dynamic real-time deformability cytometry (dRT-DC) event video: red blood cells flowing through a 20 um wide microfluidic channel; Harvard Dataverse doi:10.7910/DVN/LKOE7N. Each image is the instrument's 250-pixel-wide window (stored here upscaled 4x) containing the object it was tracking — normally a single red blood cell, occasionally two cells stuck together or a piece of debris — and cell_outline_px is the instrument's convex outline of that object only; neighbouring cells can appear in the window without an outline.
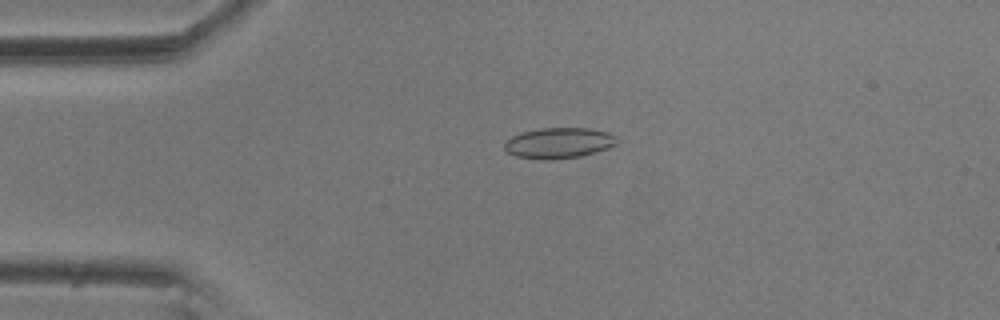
{"species": "common noctule bat (a hibernating species)", "species_latin": "Nyctalus noctula", "temperature_condition": "room temperature", "stored_images_in_passage": 25, "camera_frame_rate_fps": 3000, "um_per_image_px": 0.085, "animal": {"sex": "male", "body_mass_g": 20.5, "forearm_length_mm": 52.5}, "frame": {"image": 1, "passage_image": 7, "time_ms": 2.0, "image_size_px": [1000, 320], "cell_outline_px": [[616, 144], [608, 148], [596, 152], [580, 156], [548, 160], [540, 160], [516, 156], [508, 152], [504, 148], [504, 140], [520, 132], [540, 128], [588, 128], [608, 132], [616, 136]], "centroid_in_image_um": [47.46, 12.15], "position_along_channel_um": 37.5, "area_um2": 20.23}}
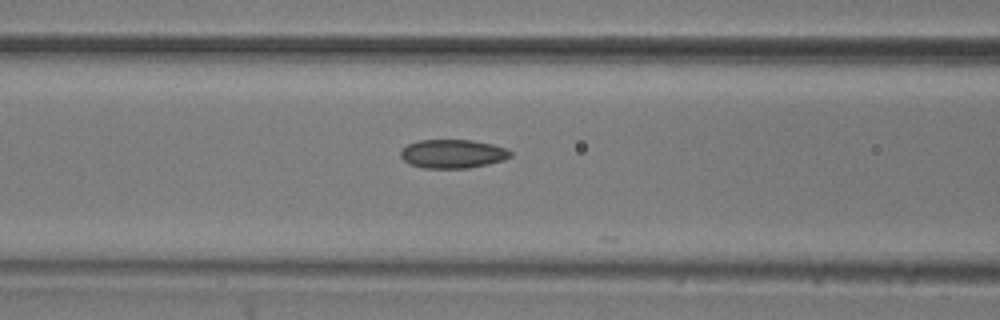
{"frame": {"image": 2, "passage_image": 17, "time_ms": 5.333, "image_size_px": [1000, 320], "cell_outline_px": [[512, 156], [504, 160], [468, 168], [424, 168], [408, 164], [400, 156], [400, 152], [408, 144], [420, 140], [472, 140], [492, 144], [508, 148], [512, 152]], "centroid_in_image_um": [38.5, 13.07], "position_along_channel_um": 128.1, "area_um2": 18.44}}
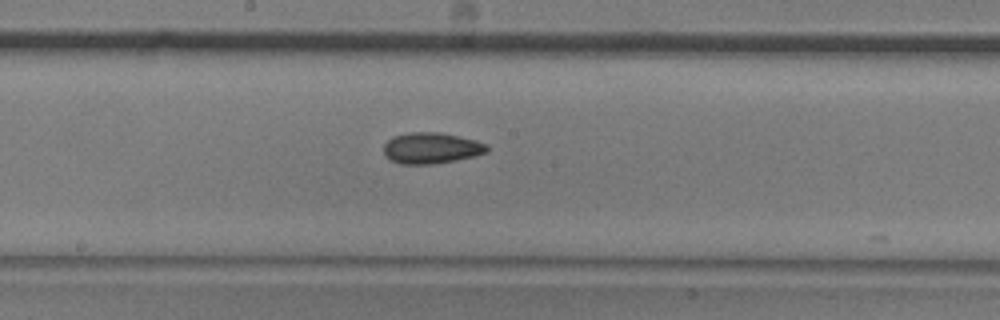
{"frame": {"image": 3, "passage_image": 24, "time_ms": 7.667, "image_size_px": [1000, 320], "cell_outline_px": [[488, 152], [476, 156], [456, 160], [432, 164], [400, 164], [388, 160], [384, 152], [384, 144], [392, 136], [408, 132], [440, 132], [476, 140], [488, 144]], "centroid_in_image_um": [36.66, 12.59], "position_along_channel_um": 211.5, "area_um2": 18.96}}